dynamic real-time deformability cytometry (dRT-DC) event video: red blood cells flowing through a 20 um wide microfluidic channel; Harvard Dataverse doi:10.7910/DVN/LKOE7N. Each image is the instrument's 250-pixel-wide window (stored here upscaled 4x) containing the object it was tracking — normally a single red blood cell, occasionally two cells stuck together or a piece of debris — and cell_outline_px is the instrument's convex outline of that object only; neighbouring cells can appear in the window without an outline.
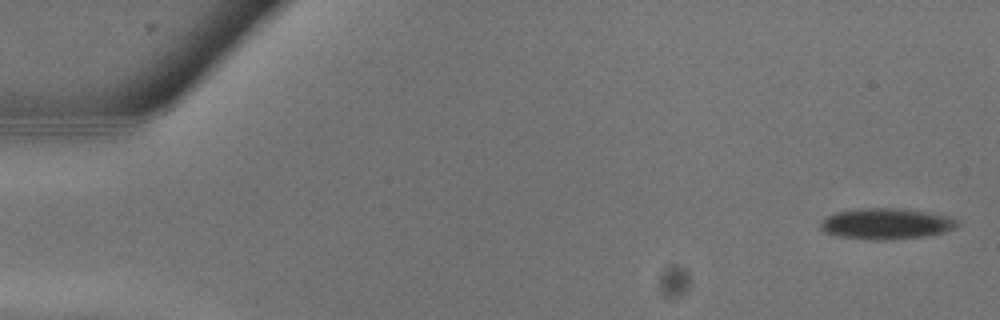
{"species": "common noctule bat (a hibernating species)", "species_latin": "Nyctalus noctula", "temperature_condition": "warm", "stored_images_in_passage": 13, "camera_frame_rate_fps": 3000, "um_per_image_px": 0.085, "animal": {"sex": "male", "body_mass_g": 13.3}, "frame": {"image": 1, "passage_image": 1, "time_ms": 0.0, "image_size_px": [1000, 320], "cell_outline_px": [[960, 224], [956, 228], [944, 232], [928, 236], [892, 240], [872, 240], [836, 236], [824, 232], [820, 228], [820, 220], [836, 212], [860, 208], [904, 208], [932, 212], [952, 216], [960, 220]], "centroid_in_image_um": [75.4, 19.01], "position_along_channel_um": 9.6, "area_um2": 25.43}}
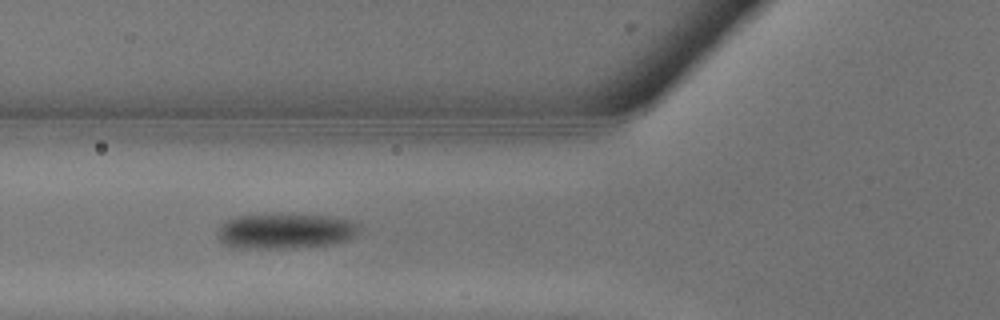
{"frame": {"image": 2, "passage_image": 10, "time_ms": 3.0, "image_size_px": [1000, 320], "cell_outline_px": [[360, 228], [348, 240], [336, 244], [296, 248], [240, 248], [224, 244], [216, 236], [216, 232], [220, 224], [228, 220], [240, 216], [332, 216], [348, 220], [360, 224]], "centroid_in_image_um": [24.26, 19.68], "position_along_channel_um": 101.5, "area_um2": 28.67}}
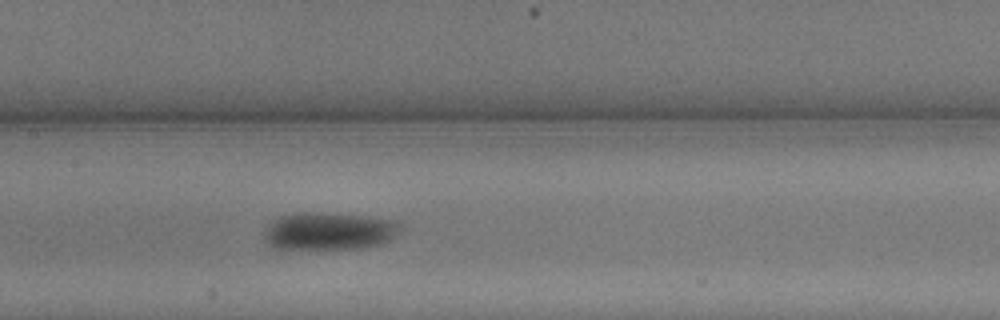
{"frame": {"image": 3, "passage_image": 13, "time_ms": 4.0, "image_size_px": [1000, 320], "cell_outline_px": [[400, 228], [396, 236], [384, 244], [360, 248], [276, 248], [268, 244], [264, 240], [264, 228], [268, 224], [280, 216], [360, 216], [388, 220], [400, 224]], "centroid_in_image_um": [27.98, 19.72], "position_along_channel_um": 179.4, "area_um2": 28.09}}